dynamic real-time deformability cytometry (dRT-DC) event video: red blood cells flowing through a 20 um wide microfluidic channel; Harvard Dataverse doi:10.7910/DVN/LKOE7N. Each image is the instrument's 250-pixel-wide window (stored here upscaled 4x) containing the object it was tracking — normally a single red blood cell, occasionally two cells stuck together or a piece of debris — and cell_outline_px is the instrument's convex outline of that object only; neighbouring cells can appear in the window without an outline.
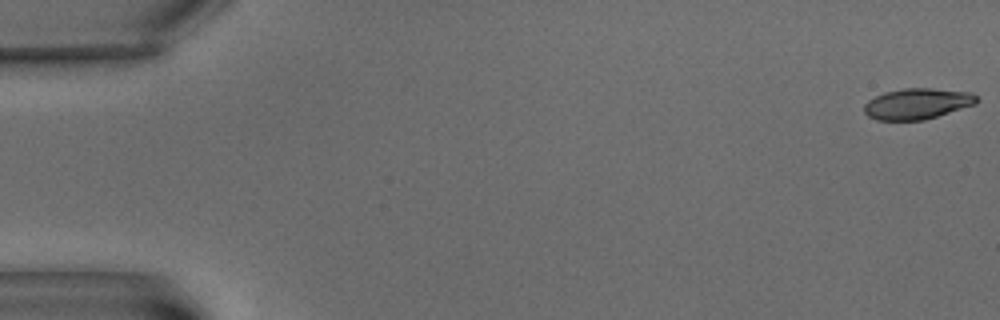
{"species": "common noctule bat (a hibernating species)", "species_latin": "Nyctalus noctula", "temperature_condition": "warm", "stored_images_in_passage": 6, "camera_frame_rate_fps": 3000, "um_per_image_px": 0.085, "animal": {"sex": "male", "body_mass_g": 15.6}, "frame": {"image": 1, "passage_image": 1, "time_ms": 0.0, "image_size_px": [1000, 320], "cell_outline_px": [[980, 100], [976, 104], [924, 120], [876, 120], [868, 116], [864, 112], [864, 104], [868, 100], [884, 92], [904, 88], [932, 88], [972, 92]], "centroid_in_image_um": [77.97, 8.81], "position_along_channel_um": 7.0, "area_um2": 20.35}}
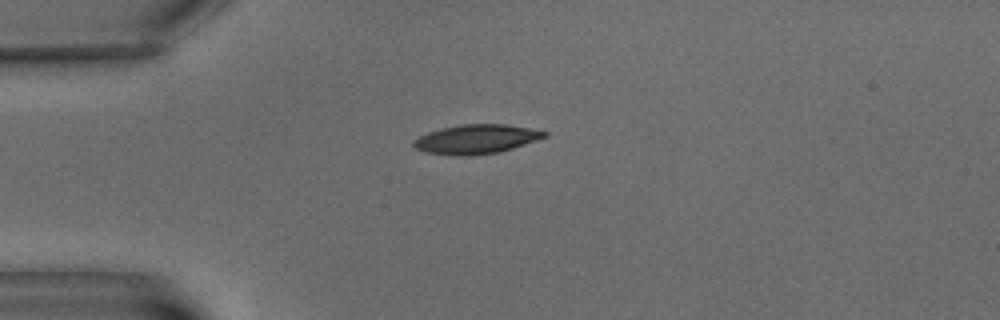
{"frame": {"image": 2, "passage_image": 5, "time_ms": 5.667, "image_size_px": [1000, 320], "cell_outline_px": [[548, 136], [500, 152], [472, 156], [456, 156], [424, 152], [416, 148], [412, 144], [412, 140], [428, 132], [440, 128], [460, 124], [504, 124], [528, 128], [548, 132]], "centroid_in_image_um": [40.44, 11.83], "position_along_channel_um": 44.6, "area_um2": 22.37}}